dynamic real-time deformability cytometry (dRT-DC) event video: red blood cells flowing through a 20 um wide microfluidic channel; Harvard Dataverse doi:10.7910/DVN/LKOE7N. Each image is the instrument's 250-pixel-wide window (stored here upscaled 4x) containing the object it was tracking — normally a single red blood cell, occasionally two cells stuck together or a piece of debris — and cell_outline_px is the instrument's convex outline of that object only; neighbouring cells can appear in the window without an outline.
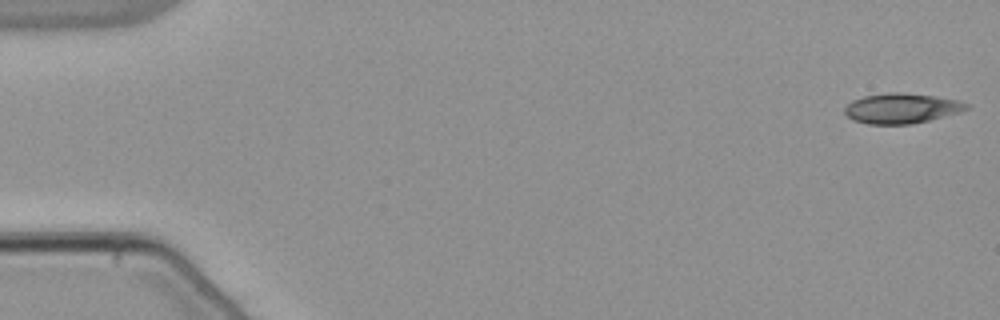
{"species": "common noctule bat (a hibernating species)", "species_latin": "Nyctalus noctula", "temperature_condition": "warm", "stored_images_in_passage": 53, "camera_frame_rate_fps": 3000, "um_per_image_px": 0.085, "animal": {"sex": "male", "body_mass_g": 21.5, "forearm_length_mm": 52.0}, "frame": {"image": 1, "passage_image": 1, "time_ms": 0.0, "image_size_px": [1000, 320], "cell_outline_px": [[972, 104], [968, 108], [960, 112], [912, 124], [868, 124], [852, 120], [844, 112], [844, 108], [852, 100], [864, 96], [888, 92], [896, 92], [932, 96], [956, 100]], "centroid_in_image_um": [76.61, 9.21], "position_along_channel_um": 8.4, "area_um2": 21.21}}
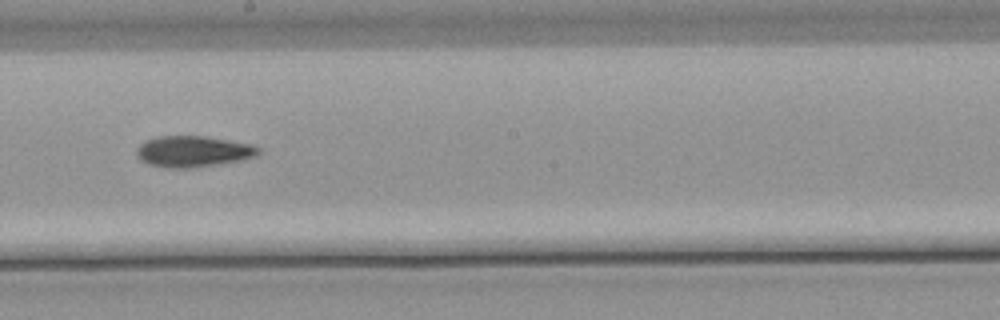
{"frame": {"image": 2, "passage_image": 30, "time_ms": 9.667, "image_size_px": [1000, 320], "cell_outline_px": [[260, 152], [256, 156], [244, 160], [220, 164], [192, 168], [168, 168], [148, 164], [140, 160], [136, 156], [136, 148], [140, 144], [148, 140], [160, 136], [204, 136], [252, 144], [260, 148]], "centroid_in_image_um": [16.43, 12.88], "position_along_channel_um": 231.8, "area_um2": 22.25}}
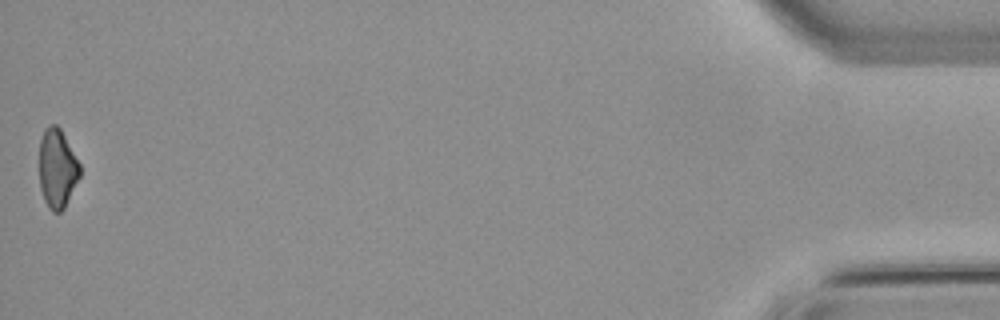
{"frame": {"image": 3, "passage_image": 53, "time_ms": 17.333, "image_size_px": [1000, 320], "cell_outline_px": [[80, 176], [64, 208], [60, 212], [52, 212], [48, 208], [44, 200], [40, 188], [40, 140], [44, 128], [48, 124], [56, 124], [60, 128], [80, 164]], "centroid_in_image_um": [4.86, 14.31], "position_along_channel_um": 430.3, "area_um2": 18.67}, "authors_computed_cell_mechanics": {"area_um2": 21.3282, "velocity_mm_per_s": 3.858, "shape_relaxation_time_tau1_ms": 5.8988, "shape_relaxation_time_tau2_ms": 9.1126, "deformation_change_tau1": 0.1439, "deformation_change_tau2": 0.1706}}